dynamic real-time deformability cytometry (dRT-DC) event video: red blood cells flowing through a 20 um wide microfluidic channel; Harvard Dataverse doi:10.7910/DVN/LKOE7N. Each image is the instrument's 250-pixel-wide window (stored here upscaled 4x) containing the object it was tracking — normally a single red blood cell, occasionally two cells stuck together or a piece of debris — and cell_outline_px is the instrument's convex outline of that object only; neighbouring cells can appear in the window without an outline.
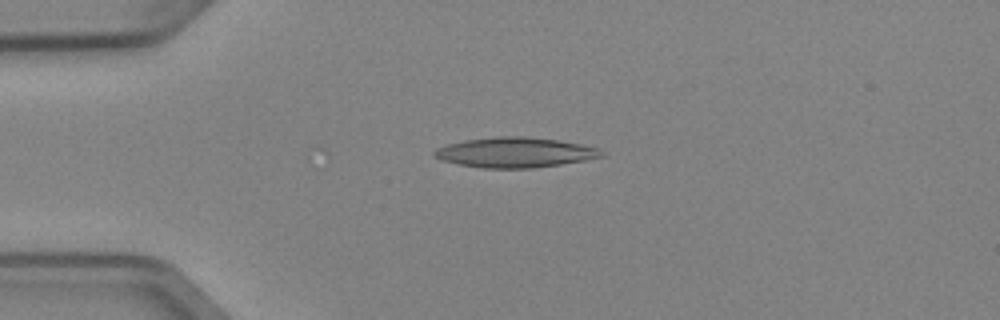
{"species": "Egyptian fruit bat (a non-hibernating species)", "species_latin": "Rousettus aegyptiacus", "temperature_condition": "cold", "stored_images_in_passage": 44, "camera_frame_rate_fps": 3000, "um_per_image_px": 0.085, "animal": {"sex": "female"}, "frame": {"image": 1, "passage_image": 4, "time_ms": 1.0, "image_size_px": [1000, 320], "cell_outline_px": [[604, 156], [584, 160], [536, 168], [480, 168], [456, 164], [440, 160], [432, 156], [432, 152], [436, 148], [448, 144], [464, 140], [500, 136], [524, 136], [556, 140], [580, 144], [596, 148], [604, 152]], "centroid_in_image_um": [43.7, 12.96], "position_along_channel_um": 41.3, "area_um2": 29.36}}
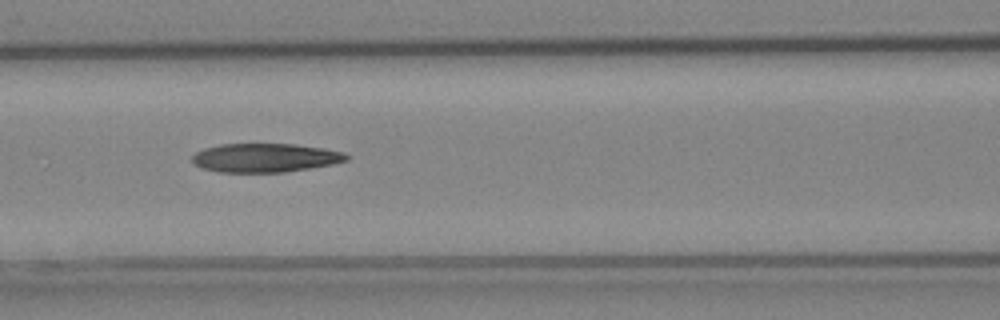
{"frame": {"image": 2, "passage_image": 14, "time_ms": 4.333, "image_size_px": [1000, 320], "cell_outline_px": [[348, 160], [332, 164], [284, 172], [220, 172], [200, 168], [192, 160], [192, 156], [196, 152], [204, 148], [220, 144], [296, 144], [344, 152], [348, 156]], "centroid_in_image_um": [22.51, 13.41], "position_along_channel_um": 144.1, "area_um2": 25.72}}
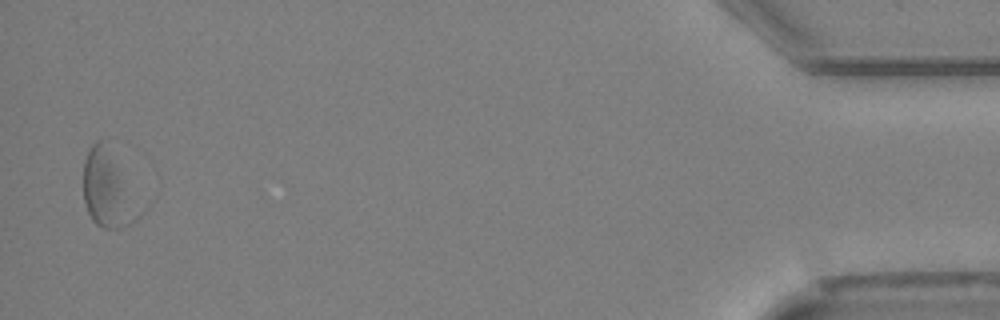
{"frame": {"image": 3, "passage_image": 42, "time_ms": 13.667, "image_size_px": [1000, 320], "cell_outline_px": [[140, 216], [136, 220], [120, 228], [104, 228], [96, 224], [92, 220], [88, 212], [84, 200], [84, 160], [88, 148], [96, 140], [100, 140], [140, 212]], "centroid_in_image_um": [9.05, 16.23], "position_along_channel_um": 426.1, "area_um2": 22.54}, "authors_computed_cell_mechanics": {"area_um2": 27.0215, "velocity_mm_per_s": 3.9242, "shape_relaxation_time_tau1_ms": 8.0272, "shape_relaxation_time_tau2_ms": 9.9936, "deformation_change_tau1": 0.1637, "deformation_change_tau2": 0.2299}}